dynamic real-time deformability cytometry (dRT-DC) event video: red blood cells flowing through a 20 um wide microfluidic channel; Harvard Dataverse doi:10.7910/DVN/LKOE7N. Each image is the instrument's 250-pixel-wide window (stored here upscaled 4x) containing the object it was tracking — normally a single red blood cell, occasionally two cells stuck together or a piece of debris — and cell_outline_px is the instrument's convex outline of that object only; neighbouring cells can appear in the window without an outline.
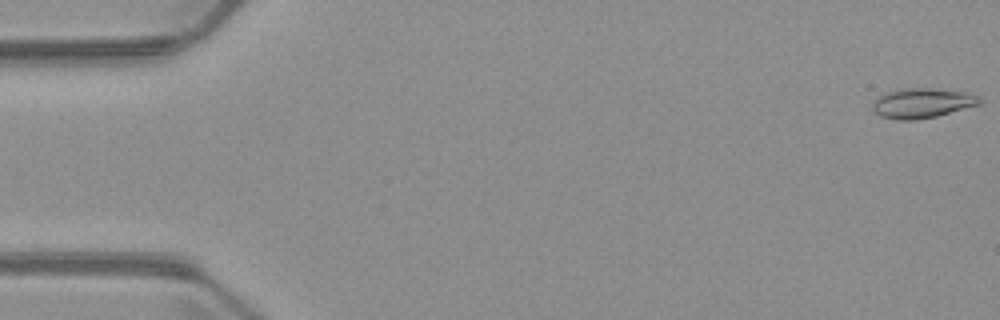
{"species": "common noctule bat (a hibernating species)", "species_latin": "Nyctalus noctula", "temperature_condition": "warm", "stored_images_in_passage": 5, "camera_frame_rate_fps": 3000, "um_per_image_px": 0.085, "animal": {"sex": "male", "body_mass_g": 23.1, "forearm_length_mm": 52.7}, "frame": {"image": 1, "passage_image": 1, "time_ms": 0.0, "image_size_px": [1000, 320], "cell_outline_px": [[984, 100], [980, 104], [936, 116], [916, 120], [896, 120], [880, 116], [872, 108], [872, 104], [884, 92], [896, 88], [932, 88], [968, 92], [980, 96]], "centroid_in_image_um": [78.4, 8.75], "position_along_channel_um": 6.6, "area_um2": 18.84}}
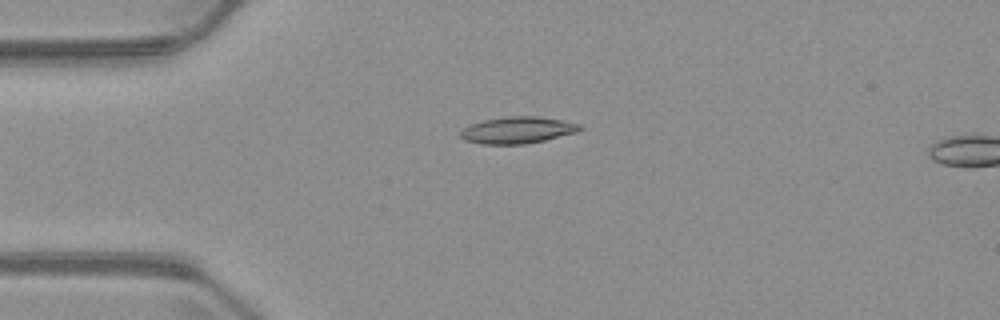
{"frame": {"image": 2, "passage_image": 4, "time_ms": 4.0, "image_size_px": [1000, 320], "cell_outline_px": [[584, 128], [576, 132], [544, 140], [524, 144], [480, 144], [464, 140], [460, 136], [460, 132], [464, 128], [472, 124], [484, 120], [508, 116], [536, 116], [560, 120], [580, 124]], "centroid_in_image_um": [43.98, 11.06], "position_along_channel_um": 41.0, "area_um2": 18.38}}